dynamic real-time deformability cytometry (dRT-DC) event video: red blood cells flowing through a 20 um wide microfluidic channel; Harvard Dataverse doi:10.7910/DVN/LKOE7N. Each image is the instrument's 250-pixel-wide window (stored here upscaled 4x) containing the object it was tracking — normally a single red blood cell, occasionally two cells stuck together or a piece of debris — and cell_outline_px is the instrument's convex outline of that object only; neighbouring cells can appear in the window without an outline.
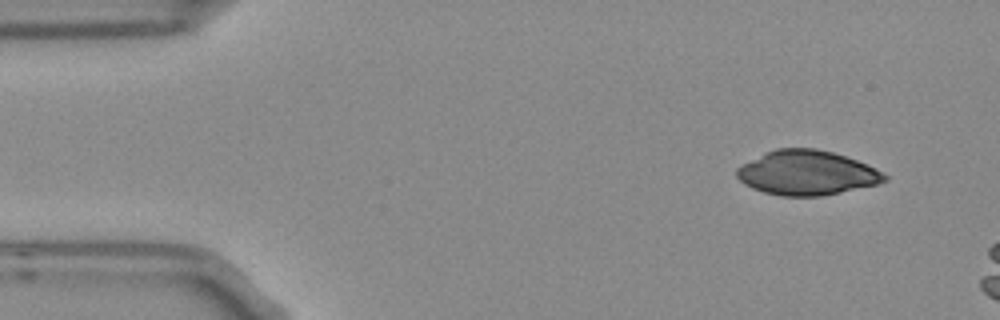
{"species": "Egyptian fruit bat (a non-hibernating species)", "species_latin": "Rousettus aegyptiacus", "temperature_condition": "room temperature", "stored_images_in_passage": 3, "camera_frame_rate_fps": 3000, "um_per_image_px": 0.085, "frame": {"image": 1, "passage_image": 1, "time_ms": 0.0, "image_size_px": [1000, 320], "cell_outline_px": [[888, 180], [876, 184], [840, 192], [820, 196], [780, 196], [764, 192], [752, 188], [744, 184], [736, 176], [736, 168], [764, 152], [776, 148], [816, 148], [832, 152], [868, 164], [876, 168], [888, 176]], "centroid_in_image_um": [68.56, 14.68], "position_along_channel_um": 16.4, "area_um2": 38.32}}